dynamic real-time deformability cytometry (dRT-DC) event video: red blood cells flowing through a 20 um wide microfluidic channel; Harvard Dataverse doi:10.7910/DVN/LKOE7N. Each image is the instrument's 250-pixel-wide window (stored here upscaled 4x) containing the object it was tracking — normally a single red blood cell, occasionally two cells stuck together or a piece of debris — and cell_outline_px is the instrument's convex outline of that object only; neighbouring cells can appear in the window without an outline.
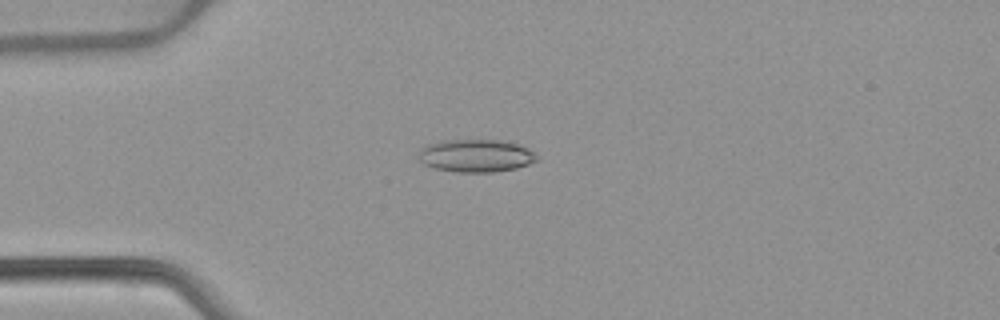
{"species": "common noctule bat (a hibernating species)", "species_latin": "Nyctalus noctula", "temperature_condition": "warm", "stored_images_in_passage": 52, "camera_frame_rate_fps": 3000, "um_per_image_px": 0.085, "animal": {"sex": "female", "body_mass_g": 22.7, "forearm_length_mm": 54.2}, "frame": {"image": 1, "passage_image": 14, "time_ms": 4.333, "image_size_px": [1000, 320], "cell_outline_px": [[540, 160], [516, 168], [492, 172], [456, 172], [436, 168], [424, 164], [420, 160], [420, 148], [428, 144], [440, 140], [500, 140], [516, 144], [528, 148], [540, 156]], "centroid_in_image_um": [40.49, 13.23], "position_along_channel_um": 44.5, "area_um2": 22.6}}
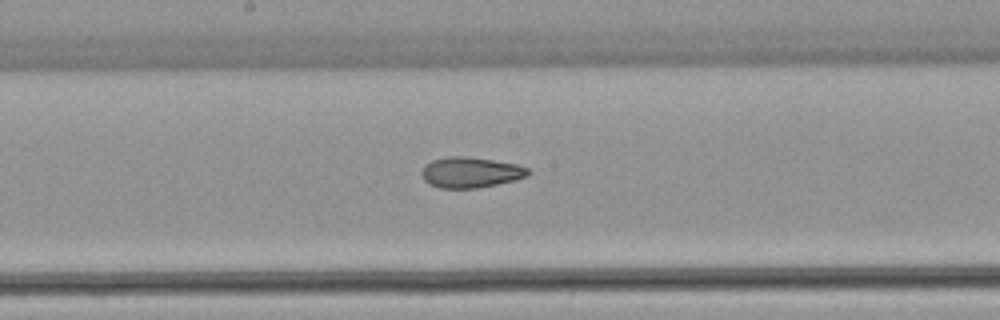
{"frame": {"image": 2, "passage_image": 28, "time_ms": 9.0, "image_size_px": [1000, 320], "cell_outline_px": [[532, 172], [528, 176], [516, 180], [476, 188], [440, 188], [428, 184], [424, 180], [420, 172], [424, 164], [432, 160], [448, 156], [464, 156], [492, 160], [516, 164], [528, 168]], "centroid_in_image_um": [39.98, 14.65], "position_along_channel_um": 208.2, "area_um2": 19.13}}
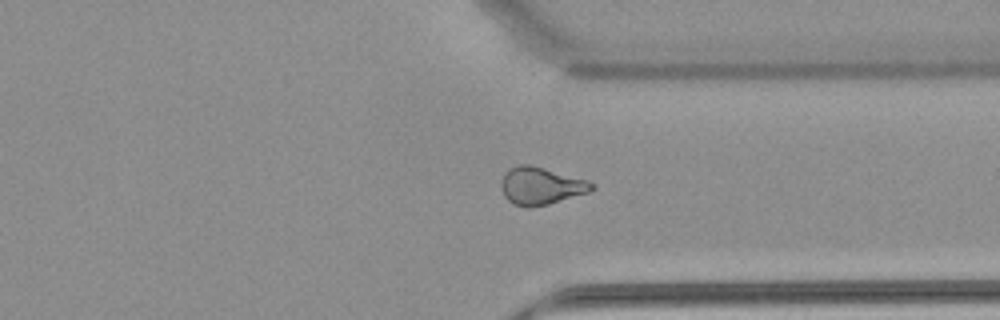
{"frame": {"image": 3, "passage_image": 40, "time_ms": 13.0, "image_size_px": [1000, 320], "cell_outline_px": [[596, 188], [588, 192], [548, 204], [528, 208], [512, 204], [504, 196], [500, 184], [504, 172], [508, 168], [520, 164], [528, 164], [588, 180], [596, 184]], "centroid_in_image_um": [45.95, 15.8], "position_along_channel_um": 365.4, "area_um2": 19.83}, "authors_computed_cell_mechanics": {"area_um2": 20.9236, "velocity_mm_per_s": 3.9394, "shape_relaxation_time_tau1_ms": null, "shape_relaxation_time_tau2_ms": 2.815, "deformation_change_tau1": null, "deformation_change_tau2": 0.1075}}